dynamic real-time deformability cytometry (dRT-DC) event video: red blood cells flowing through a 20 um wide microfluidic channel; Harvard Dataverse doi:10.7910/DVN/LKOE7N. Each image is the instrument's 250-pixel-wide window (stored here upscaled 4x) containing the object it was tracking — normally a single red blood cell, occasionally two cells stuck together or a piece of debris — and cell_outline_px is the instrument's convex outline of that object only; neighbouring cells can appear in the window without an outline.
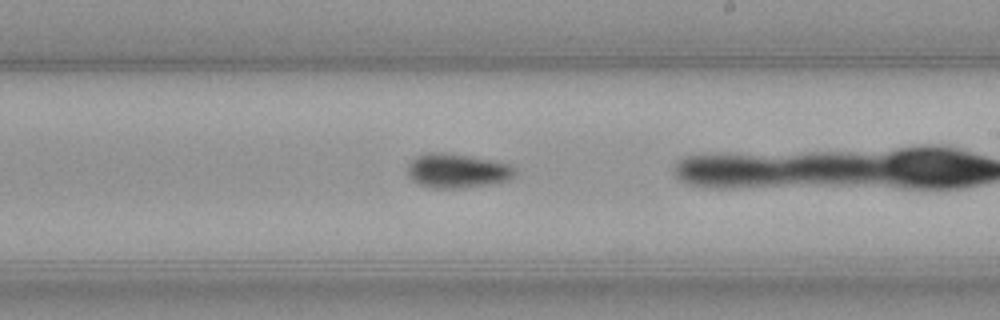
{"species": "common noctule bat (a hibernating species)", "species_latin": "Nyctalus noctula", "temperature_condition": "warm", "stored_images_in_passage": 36, "camera_frame_rate_fps": 3000, "um_per_image_px": 0.085, "animal": {"sex": "female", "body_mass_g": 21.9}, "frame": {"image": 1, "passage_image": 26, "time_ms": 8.333, "image_size_px": [1000, 320], "cell_outline_px": [[516, 176], [508, 180], [496, 184], [464, 188], [428, 188], [416, 184], [408, 176], [408, 164], [416, 156], [428, 152], [440, 152], [468, 156], [508, 164], [516, 168]], "centroid_in_image_um": [38.85, 14.54], "position_along_channel_um": 250.1, "area_um2": 21.73}}
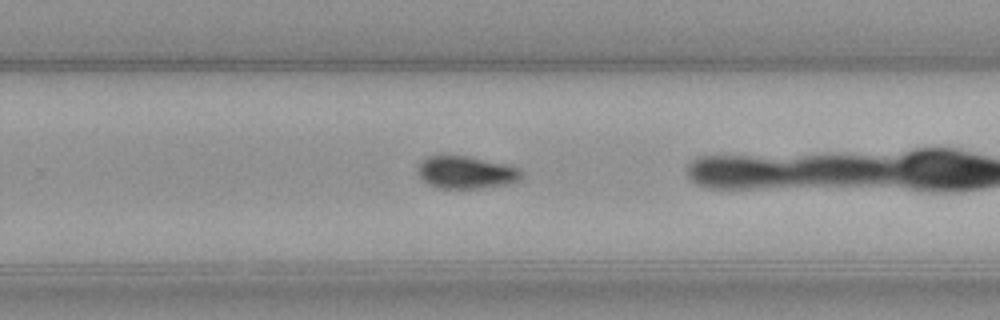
{"frame": {"image": 2, "passage_image": 29, "time_ms": 9.333, "image_size_px": [1000, 320], "cell_outline_px": [[520, 180], [508, 184], [484, 188], [436, 188], [428, 184], [416, 172], [420, 164], [428, 156], [468, 156], [504, 164], [520, 168]], "centroid_in_image_um": [39.61, 14.67], "position_along_channel_um": 290.2, "area_um2": 19.42}}